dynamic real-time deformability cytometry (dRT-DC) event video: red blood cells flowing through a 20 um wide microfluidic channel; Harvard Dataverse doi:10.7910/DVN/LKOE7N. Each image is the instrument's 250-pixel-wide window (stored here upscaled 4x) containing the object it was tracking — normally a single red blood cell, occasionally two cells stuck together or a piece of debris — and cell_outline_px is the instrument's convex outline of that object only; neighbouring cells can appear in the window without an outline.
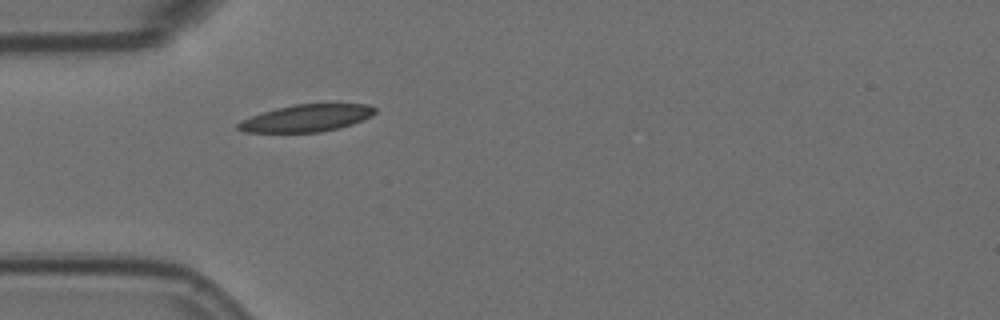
{"species": "Egyptian fruit bat (a non-hibernating species)", "species_latin": "Rousettus aegyptiacus", "temperature_condition": "room temperature", "stored_images_in_passage": 2, "segment_of_instrument_passage": [1, 2], "camera_frame_rate_fps": 3000, "um_per_image_px": 0.085, "animal": {"sex": "female"}, "frame": {"image": 1, "passage_image": 1, "time_ms": 0.0, "image_size_px": [1000, 320], "cell_outline_px": [[376, 112], [372, 116], [352, 124], [320, 132], [244, 132], [236, 128], [236, 124], [240, 120], [276, 108], [292, 104], [368, 104], [376, 108]], "centroid_in_image_um": [26.04, 10.03], "position_along_channel_um": 59.0, "area_um2": 21.56}}